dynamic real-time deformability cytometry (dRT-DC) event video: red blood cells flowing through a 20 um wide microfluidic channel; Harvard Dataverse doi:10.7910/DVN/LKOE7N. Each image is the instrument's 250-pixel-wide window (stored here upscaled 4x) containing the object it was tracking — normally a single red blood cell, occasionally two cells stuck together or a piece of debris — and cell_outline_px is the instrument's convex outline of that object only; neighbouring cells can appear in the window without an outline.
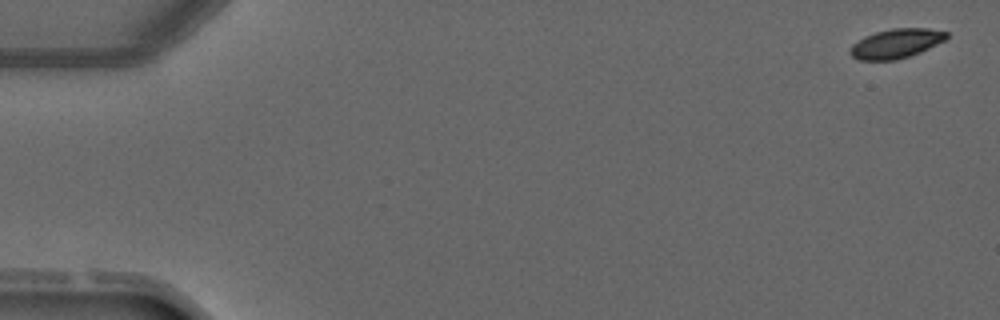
{"species": "common noctule bat (a hibernating species)", "species_latin": "Nyctalus noctula", "temperature_condition": "warm", "stored_images_in_passage": 5, "camera_frame_rate_fps": 3000, "um_per_image_px": 0.085, "animal": {"sex": "male", "forearm_length_mm": 52.5}, "frame": {"image": 1, "passage_image": 1, "time_ms": 0.0, "image_size_px": [1000, 320], "cell_outline_px": [[948, 36], [944, 40], [920, 52], [896, 60], [860, 60], [852, 56], [848, 52], [852, 44], [864, 36], [876, 32], [892, 28], [928, 28], [948, 32]], "centroid_in_image_um": [76.14, 3.69], "position_along_channel_um": 8.9, "area_um2": 16.42}}
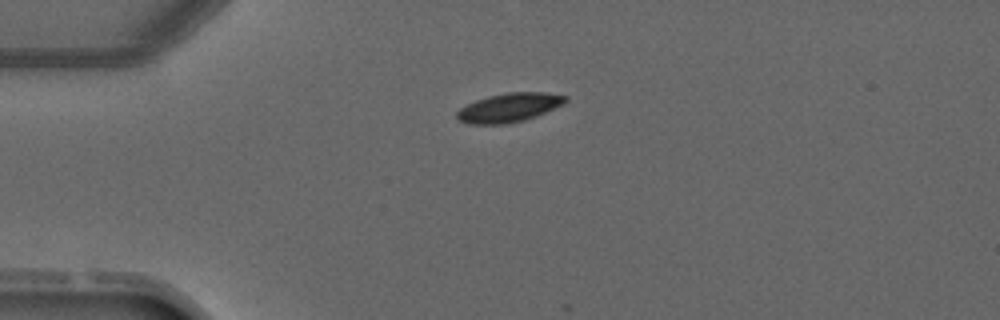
{"frame": {"image": 2, "passage_image": 3, "time_ms": 3.333, "image_size_px": [1000, 320], "cell_outline_px": [[568, 100], [564, 104], [536, 116], [524, 120], [508, 124], [468, 124], [460, 120], [456, 116], [456, 112], [460, 108], [476, 100], [488, 96], [508, 92], [544, 92], [568, 96]], "centroid_in_image_um": [43.29, 9.14], "position_along_channel_um": 41.7, "area_um2": 18.32}}
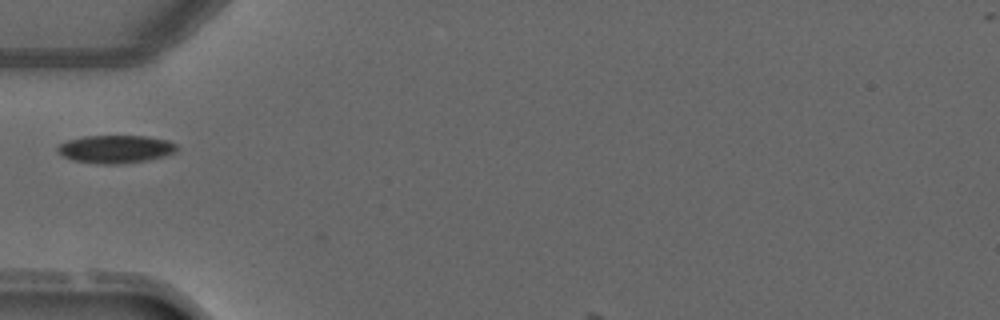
{"frame": {"image": 3, "passage_image": 4, "time_ms": 4.667, "image_size_px": [1000, 320], "cell_outline_px": [[176, 152], [164, 156], [148, 160], [120, 164], [100, 164], [72, 160], [56, 152], [56, 148], [60, 144], [68, 140], [84, 136], [148, 136], [168, 140], [176, 144]], "centroid_in_image_um": [9.82, 12.67], "position_along_channel_um": 75.2, "area_um2": 19.48}}